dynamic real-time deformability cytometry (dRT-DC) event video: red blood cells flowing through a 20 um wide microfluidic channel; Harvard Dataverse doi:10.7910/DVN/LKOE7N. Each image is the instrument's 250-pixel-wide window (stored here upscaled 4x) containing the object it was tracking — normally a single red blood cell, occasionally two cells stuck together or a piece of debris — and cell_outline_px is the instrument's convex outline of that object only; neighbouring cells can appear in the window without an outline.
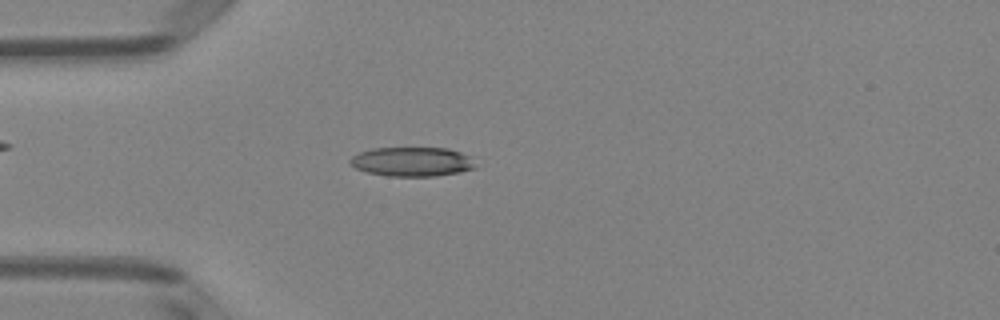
{"species": "Egyptian fruit bat (a non-hibernating species)", "species_latin": "Rousettus aegyptiacus", "temperature_condition": "room temperature", "stored_images_in_passage": 44, "camera_frame_rate_fps": 3000, "um_per_image_px": 0.085, "animal": {"sex": "female"}, "frame": {"image": 1, "passage_image": 7, "time_ms": 2.0, "image_size_px": [1000, 320], "cell_outline_px": [[476, 168], [460, 172], [436, 176], [388, 176], [368, 172], [356, 168], [348, 160], [352, 156], [360, 152], [372, 148], [448, 148], [460, 152], [468, 156]], "centroid_in_image_um": [35.01, 13.74], "position_along_channel_um": 50.0, "area_um2": 21.21}}
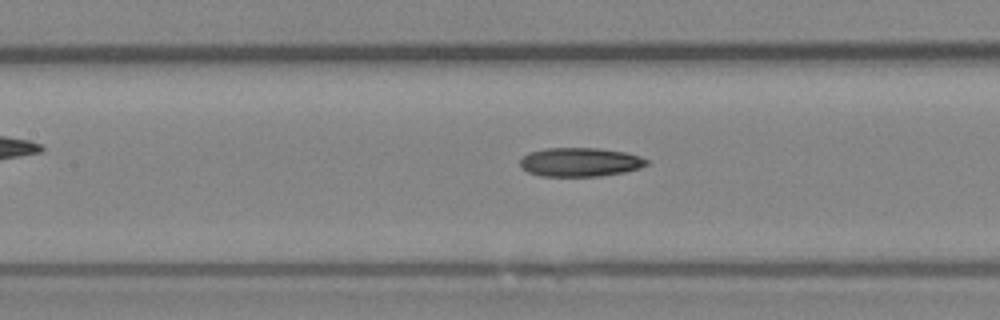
{"frame": {"image": 2, "passage_image": 16, "time_ms": 5.0, "image_size_px": [1000, 320], "cell_outline_px": [[648, 164], [640, 168], [624, 172], [600, 176], [540, 176], [528, 172], [520, 164], [520, 160], [528, 152], [544, 148], [600, 148], [624, 152], [640, 156], [648, 160]], "centroid_in_image_um": [49.31, 13.77], "position_along_channel_um": 158.1, "area_um2": 21.33}}
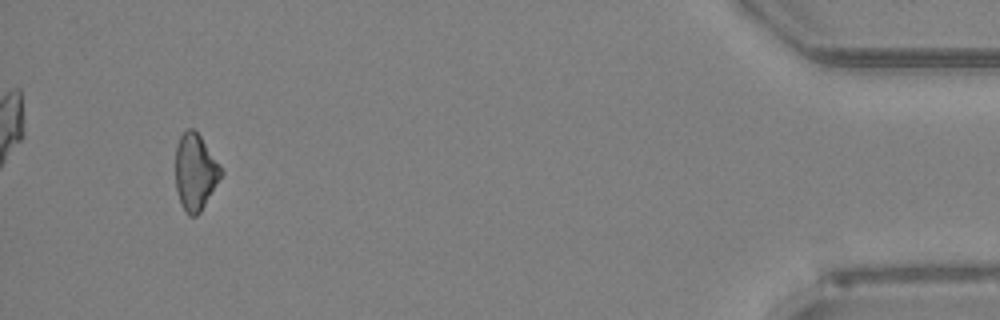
{"frame": {"image": 3, "passage_image": 41, "time_ms": 13.333, "image_size_px": [1000, 320], "cell_outline_px": [[224, 172], [200, 212], [196, 216], [188, 216], [184, 212], [176, 188], [176, 148], [180, 136], [188, 128], [192, 128], [200, 136], [220, 164]], "centroid_in_image_um": [16.6, 14.63], "position_along_channel_um": 418.6, "area_um2": 20.11}, "authors_computed_cell_mechanics": {"area_um2": 21.2415, "velocity_mm_per_s": 3.9954, "shape_relaxation_time_tau1_ms": 4.6058, "shape_relaxation_time_tau2_ms": null, "deformation_change_tau1": 0.1319, "deformation_change_tau2": null}}